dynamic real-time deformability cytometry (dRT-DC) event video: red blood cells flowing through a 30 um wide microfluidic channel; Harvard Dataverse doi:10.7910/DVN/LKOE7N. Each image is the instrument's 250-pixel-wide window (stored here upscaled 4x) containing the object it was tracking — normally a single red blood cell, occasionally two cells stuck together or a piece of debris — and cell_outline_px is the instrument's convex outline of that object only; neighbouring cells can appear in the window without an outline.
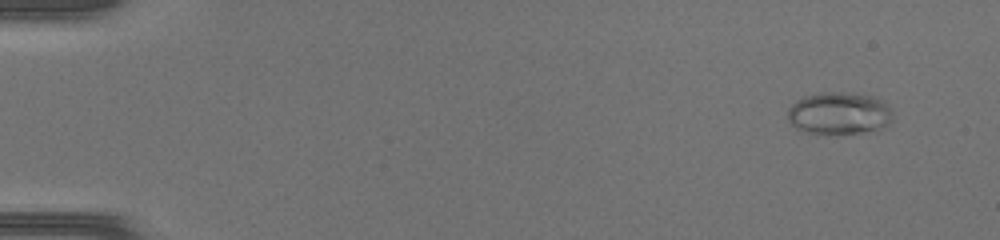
{"species": "common noctule bat (a hibernating species)", "species_latin": "Nyctalus noctula", "temperature_condition": "warm", "stored_images_in_passage": 48, "camera_frame_rate_fps": 3000, "um_per_image_px": 0.085, "animal": {"sex": "female", "body_mass_g": 17.0, "forearm_length_mm": 48.0}, "frame": {"image": 1, "passage_image": 4, "time_ms": 1.0, "image_size_px": [1000, 240], "cell_outline_px": [[892, 120], [880, 128], [860, 132], [808, 132], [796, 128], [788, 120], [788, 108], [796, 100], [804, 96], [824, 92], [840, 92], [876, 96], [888, 108], [892, 116]], "centroid_in_image_um": [71.28, 9.59], "position_along_channel_um": 13.7, "area_um2": 25.14}}
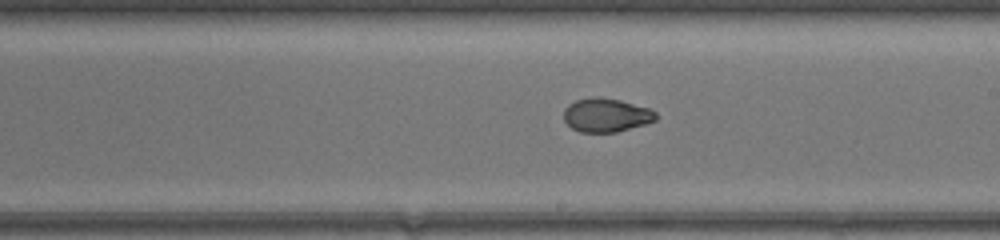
{"frame": {"image": 2, "passage_image": 29, "time_ms": 9.333, "image_size_px": [1000, 240], "cell_outline_px": [[656, 120], [644, 124], [616, 132], [580, 132], [572, 128], [564, 120], [564, 108], [568, 104], [576, 100], [592, 96], [596, 96], [620, 100], [648, 108], [656, 112]], "centroid_in_image_um": [51.49, 9.77], "position_along_channel_um": 237.5, "area_um2": 18.03}}
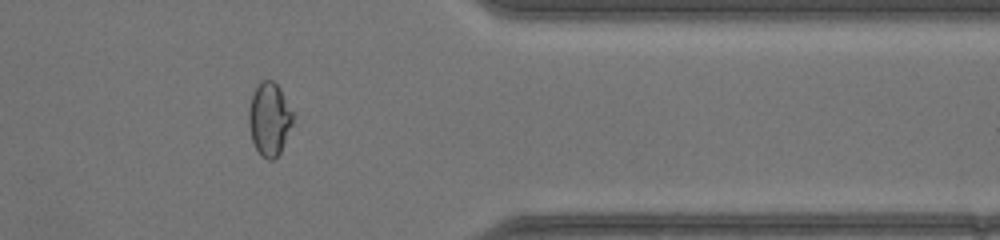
{"frame": {"image": 3, "passage_image": 40, "time_ms": 13.0, "image_size_px": [1000, 240], "cell_outline_px": [[292, 124], [280, 152], [272, 160], [268, 160], [260, 156], [252, 140], [248, 124], [248, 108], [252, 92], [260, 80], [272, 80], [280, 88], [292, 112]], "centroid_in_image_um": [22.85, 10.1], "position_along_channel_um": 388.5, "area_um2": 18.79}}